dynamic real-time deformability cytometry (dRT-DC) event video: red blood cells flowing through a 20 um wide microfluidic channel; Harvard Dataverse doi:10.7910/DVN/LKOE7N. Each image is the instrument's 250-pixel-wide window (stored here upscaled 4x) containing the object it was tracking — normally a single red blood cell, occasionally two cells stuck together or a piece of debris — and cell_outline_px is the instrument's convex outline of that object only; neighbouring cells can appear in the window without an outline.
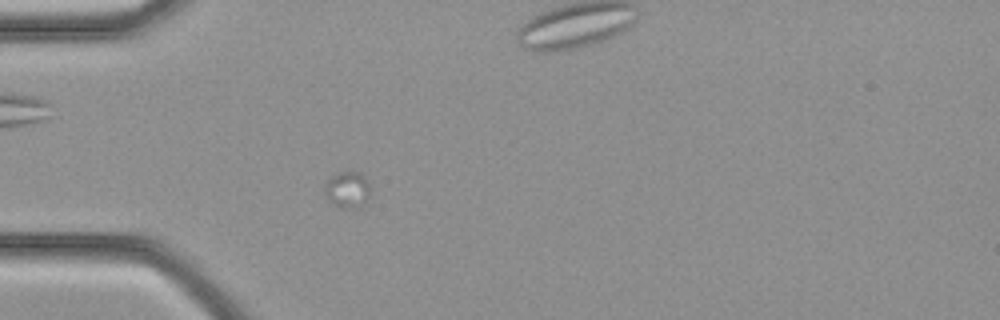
{"species": "common noctule bat (a hibernating species)", "species_latin": "Nyctalus noctula", "temperature_condition": "cold", "stored_images_in_passage": 28, "camera_frame_rate_fps": 3000, "um_per_image_px": 0.085, "animal": {"sex": "female", "body_mass_g": 21.9}, "frame": {"image": 1, "passage_image": 1, "time_ms": 0.0, "image_size_px": [1000, 320], "cell_outline_px": [[368, 200], [364, 208], [340, 208], [332, 204], [328, 200], [324, 192], [324, 184], [328, 176], [336, 172], [360, 172], [368, 180]], "centroid_in_image_um": [29.5, 16.14], "position_along_channel_um": 55.5, "area_um2": 10.12}}
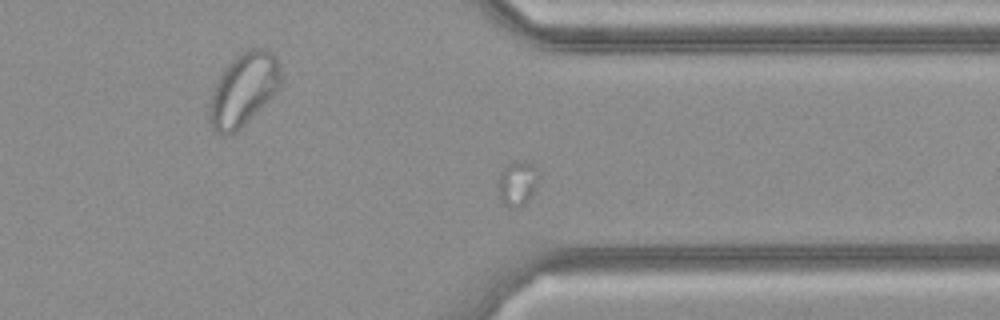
{"frame": {"image": 2, "passage_image": 19, "time_ms": 6.0, "image_size_px": [1000, 320], "cell_outline_px": [[540, 176], [532, 196], [524, 204], [504, 204], [496, 188], [500, 172], [508, 164], [516, 160], [524, 160], [532, 164], [536, 168]], "centroid_in_image_um": [43.99, 15.5], "position_along_channel_um": 367.4, "area_um2": 10.46}}